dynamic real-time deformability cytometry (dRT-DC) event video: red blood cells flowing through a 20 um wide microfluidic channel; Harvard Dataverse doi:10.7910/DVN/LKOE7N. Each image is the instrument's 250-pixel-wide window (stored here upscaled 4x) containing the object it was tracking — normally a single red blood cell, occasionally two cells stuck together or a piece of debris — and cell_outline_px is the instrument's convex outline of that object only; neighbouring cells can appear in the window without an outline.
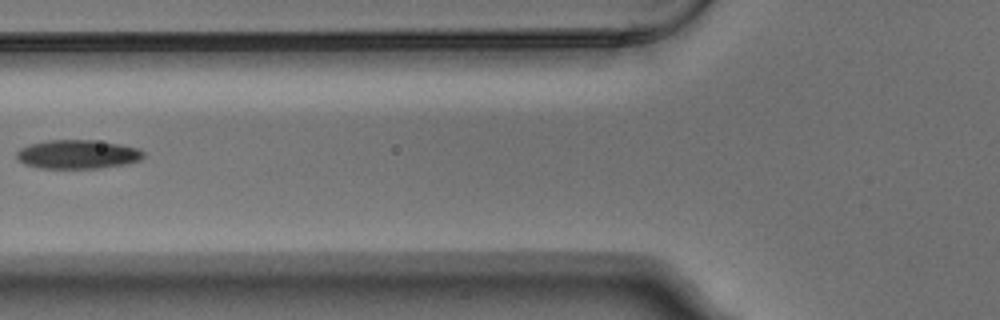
{"species": "Egyptian fruit bat (a non-hibernating species)", "species_latin": "Rousettus aegyptiacus", "temperature_condition": "warm", "stored_images_in_passage": 3, "camera_frame_rate_fps": 3000, "um_per_image_px": 0.085, "animal": {"sex": "male"}, "frame": {"image": 1, "passage_image": 2, "time_ms": 0.333, "image_size_px": [1000, 320], "cell_outline_px": [[144, 156], [140, 160], [124, 164], [96, 168], [40, 168], [24, 164], [16, 160], [16, 152], [20, 148], [32, 144], [48, 140], [92, 140], [120, 144], [136, 148], [144, 152]], "centroid_in_image_um": [6.56, 13.12], "position_along_channel_um": 119.2, "area_um2": 21.21}}
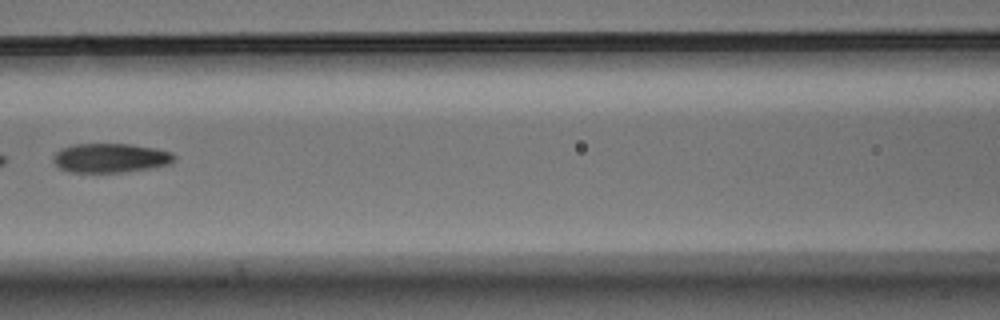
{"frame": {"image": 2, "passage_image": 3, "time_ms": 0.667, "image_size_px": [1000, 320], "cell_outline_px": [[176, 160], [168, 164], [152, 168], [124, 172], [68, 172], [60, 168], [52, 160], [52, 156], [60, 148], [76, 144], [128, 144], [156, 148], [172, 152], [176, 156]], "centroid_in_image_um": [9.39, 13.43], "position_along_channel_um": 157.2, "area_um2": 20.75}}